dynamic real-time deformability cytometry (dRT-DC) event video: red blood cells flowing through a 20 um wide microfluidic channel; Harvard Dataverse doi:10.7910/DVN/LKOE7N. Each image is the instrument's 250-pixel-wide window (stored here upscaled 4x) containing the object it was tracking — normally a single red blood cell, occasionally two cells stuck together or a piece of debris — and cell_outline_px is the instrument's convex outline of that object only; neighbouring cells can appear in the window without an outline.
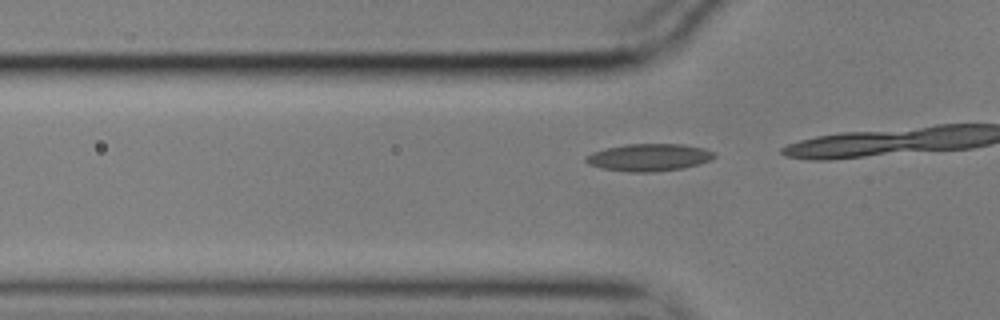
{"species": "common noctule bat (a hibernating species)", "species_latin": "Nyctalus noctula", "temperature_condition": "cold", "stored_images_in_passage": 14, "camera_frame_rate_fps": 3000, "um_per_image_px": 0.085, "animal": {"sex": "male", "body_mass_g": 17.9}, "frame": {"image": 1, "passage_image": 12, "time_ms": 3.667, "image_size_px": [1000, 320], "cell_outline_px": [[716, 156], [712, 160], [700, 164], [684, 168], [652, 172], [628, 172], [604, 168], [588, 164], [584, 160], [584, 156], [592, 152], [624, 144], [684, 144], [704, 148], [716, 152]], "centroid_in_image_um": [55.2, 13.37], "position_along_channel_um": 70.6, "area_um2": 20.63}}